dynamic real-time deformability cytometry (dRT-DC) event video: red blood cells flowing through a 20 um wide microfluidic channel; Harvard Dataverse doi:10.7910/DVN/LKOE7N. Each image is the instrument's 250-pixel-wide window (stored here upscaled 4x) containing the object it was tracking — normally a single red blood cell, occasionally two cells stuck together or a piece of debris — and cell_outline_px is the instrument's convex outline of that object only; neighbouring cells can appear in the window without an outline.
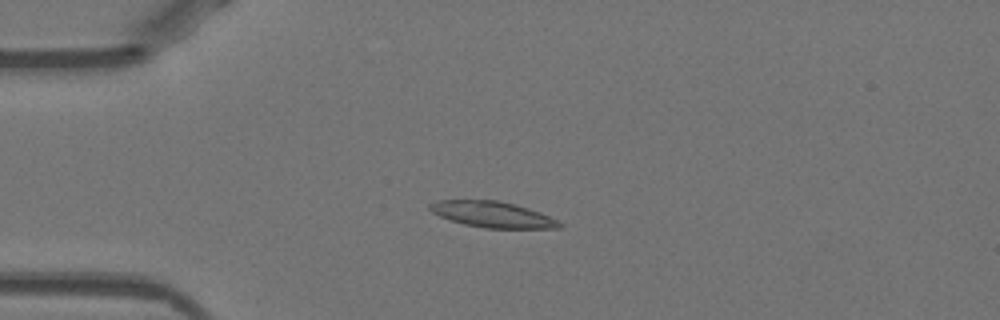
{"species": "Egyptian fruit bat (a non-hibernating species)", "species_latin": "Rousettus aegyptiacus", "temperature_condition": "warm", "stored_images_in_passage": 44, "camera_frame_rate_fps": 3000, "um_per_image_px": 0.085, "animal": {"sex": "female"}, "frame": {"image": 1, "passage_image": 6, "time_ms": 1.667, "image_size_px": [1000, 320], "cell_outline_px": [[564, 224], [560, 228], [484, 228], [464, 224], [440, 216], [432, 212], [428, 208], [428, 204], [436, 200], [496, 200], [516, 204], [540, 212]], "centroid_in_image_um": [41.85, 18.22], "position_along_channel_um": 43.2, "area_um2": 19.54}}
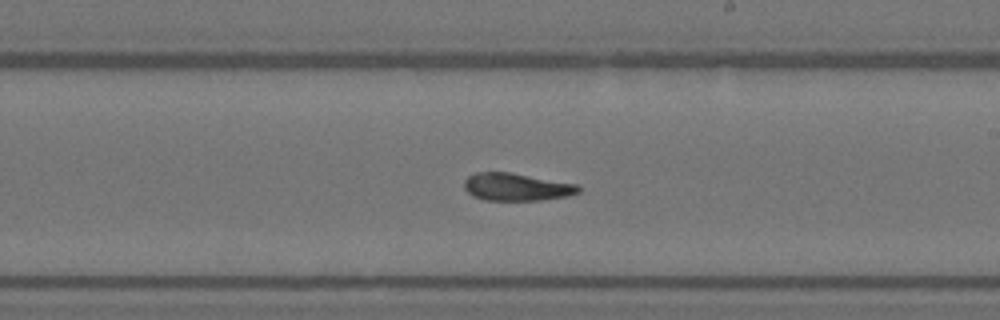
{"frame": {"image": 2, "passage_image": 23, "time_ms": 7.333, "image_size_px": [1000, 320], "cell_outline_px": [[580, 192], [568, 196], [540, 200], [484, 200], [472, 196], [464, 188], [464, 180], [468, 176], [476, 172], [508, 172], [576, 184], [580, 188]], "centroid_in_image_um": [43.87, 15.89], "position_along_channel_um": 245.1, "area_um2": 18.26}}
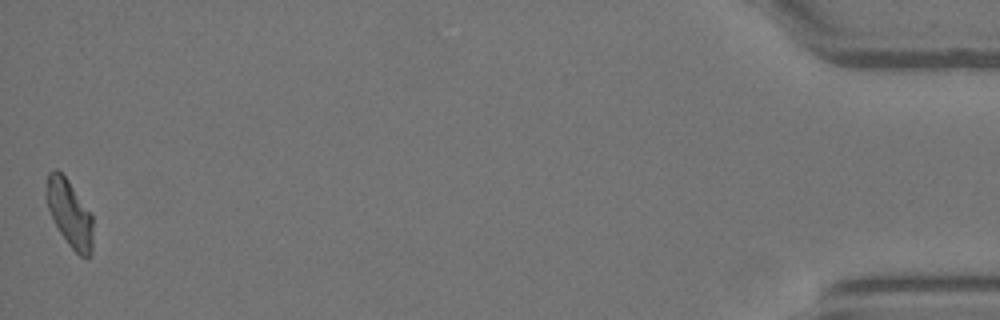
{"frame": {"image": 3, "passage_image": 44, "time_ms": 14.333, "image_size_px": [1000, 320], "cell_outline_px": [[92, 252], [88, 256], [80, 256], [68, 244], [60, 232], [48, 208], [44, 196], [44, 192], [48, 172], [56, 168], [68, 180], [92, 212]], "centroid_in_image_um": [5.9, 18.08], "position_along_channel_um": 429.3, "area_um2": 18.32}, "authors_computed_cell_mechanics": {"area_um2": 18.9873, "velocity_mm_per_s": 3.9559, "shape_relaxation_time_tau1_ms": 5.9817, "shape_relaxation_time_tau2_ms": 3.759, "deformation_change_tau1": 0.1646, "deformation_change_tau2": 0.1306}}